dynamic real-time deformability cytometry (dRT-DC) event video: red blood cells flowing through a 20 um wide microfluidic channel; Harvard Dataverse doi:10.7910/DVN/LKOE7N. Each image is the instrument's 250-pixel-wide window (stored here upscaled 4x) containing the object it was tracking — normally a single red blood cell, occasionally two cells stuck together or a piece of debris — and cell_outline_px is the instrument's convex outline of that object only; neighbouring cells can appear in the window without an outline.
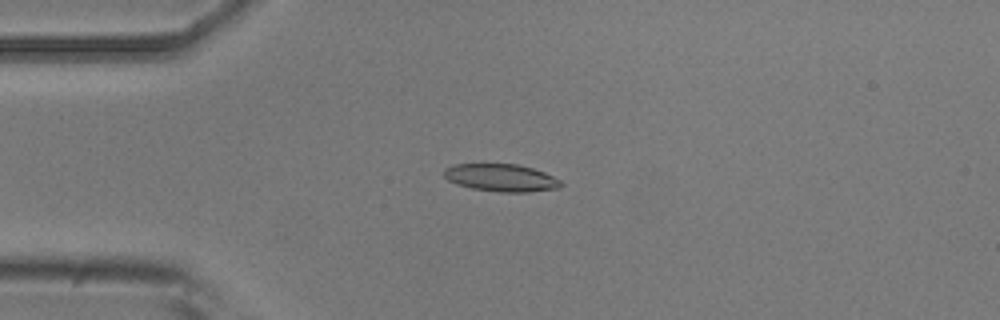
{"species": "common noctule bat (a hibernating species)", "species_latin": "Nyctalus noctula", "temperature_condition": "room temperature", "stored_images_in_passage": 7, "camera_frame_rate_fps": 3000, "um_per_image_px": 0.085, "animal": {"sex": "male", "body_mass_g": 20.5, "forearm_length_mm": 52.5}, "frame": {"image": 1, "passage_image": 3, "time_ms": 2.333, "image_size_px": [1000, 320], "cell_outline_px": [[564, 184], [560, 188], [528, 192], [500, 192], [472, 188], [456, 184], [448, 180], [444, 176], [444, 168], [452, 164], [480, 160], [516, 164], [532, 168], [544, 172], [560, 180]], "centroid_in_image_um": [42.52, 15.05], "position_along_channel_um": 42.5, "area_um2": 19.71}}
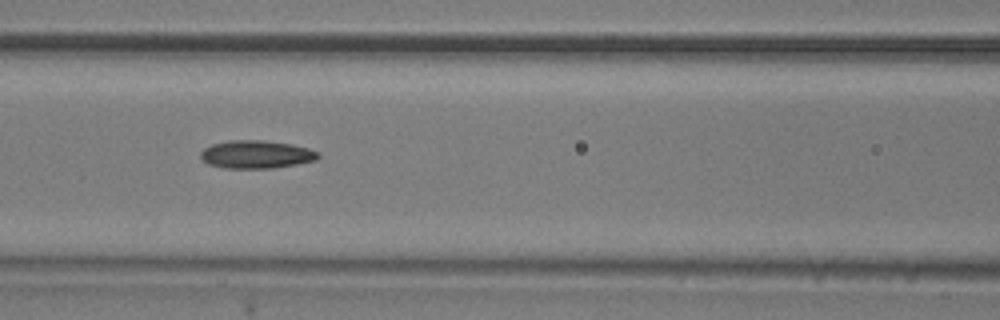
{"frame": {"image": 2, "passage_image": 6, "time_ms": 5.667, "image_size_px": [1000, 320], "cell_outline_px": [[320, 156], [316, 160], [276, 168], [224, 168], [208, 164], [200, 156], [200, 152], [204, 148], [212, 144], [228, 140], [264, 140], [292, 144], [308, 148], [320, 152]], "centroid_in_image_um": [21.8, 13.12], "position_along_channel_um": 144.8, "area_um2": 19.31}}
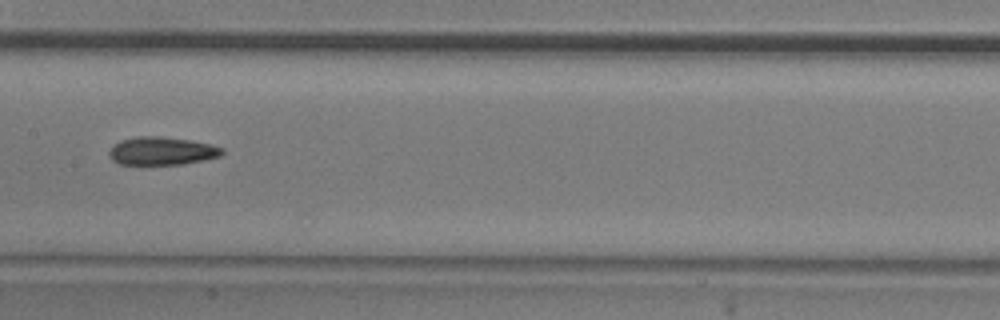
{"frame": {"image": 3, "passage_image": 7, "time_ms": 7.0, "image_size_px": [1000, 320], "cell_outline_px": [[224, 152], [220, 156], [204, 160], [184, 164], [120, 164], [112, 160], [108, 156], [108, 152], [112, 144], [120, 140], [136, 136], [160, 136], [188, 140], [212, 144], [224, 148]], "centroid_in_image_um": [13.73, 12.82], "position_along_channel_um": 193.7, "area_um2": 18.67}}